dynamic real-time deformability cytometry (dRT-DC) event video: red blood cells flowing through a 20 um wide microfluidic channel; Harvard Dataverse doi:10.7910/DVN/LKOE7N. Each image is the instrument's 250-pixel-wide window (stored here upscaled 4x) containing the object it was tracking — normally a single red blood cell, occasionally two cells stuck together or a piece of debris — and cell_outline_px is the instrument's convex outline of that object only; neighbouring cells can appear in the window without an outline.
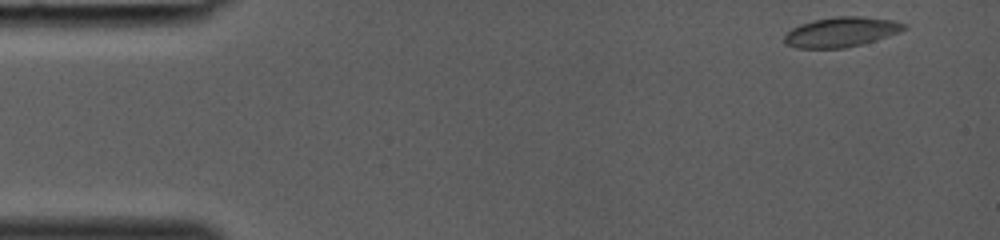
{"species": "common noctule bat (a hibernating species)", "species_latin": "Nyctalus noctula", "temperature_condition": "room temperature", "stored_images_in_passage": 7, "camera_frame_rate_fps": 3000, "um_per_image_px": 0.085, "animal": {"sex": "female", "body_mass_g": 19.0, "forearm_length_mm": 53.3}, "frame": {"image": 1, "passage_image": 1, "time_ms": 0.0, "image_size_px": [1000, 240], "cell_outline_px": [[908, 28], [876, 40], [844, 48], [796, 48], [784, 44], [784, 36], [792, 28], [800, 24], [816, 20], [836, 16], [860, 16], [892, 20], [904, 24]], "centroid_in_image_um": [71.46, 2.72], "position_along_channel_um": 13.5, "area_um2": 20.58}}
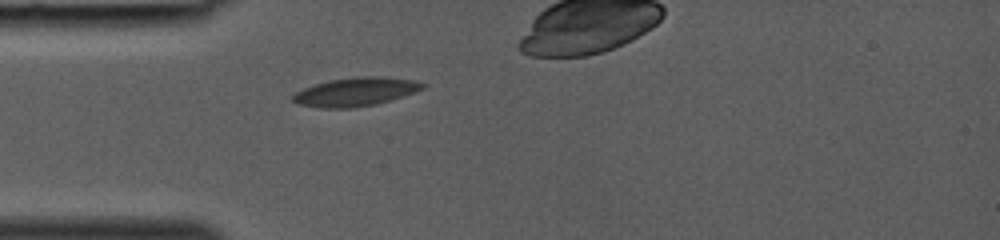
{"frame": {"image": 2, "passage_image": 6, "time_ms": 1.667, "image_size_px": [1000, 240], "cell_outline_px": [[428, 84], [424, 88], [376, 104], [356, 108], [320, 108], [300, 104], [292, 100], [292, 96], [296, 92], [304, 88], [328, 80], [356, 76], [384, 76], [412, 80]], "centroid_in_image_um": [30.21, 7.8], "position_along_channel_um": 54.8, "area_um2": 21.5}}